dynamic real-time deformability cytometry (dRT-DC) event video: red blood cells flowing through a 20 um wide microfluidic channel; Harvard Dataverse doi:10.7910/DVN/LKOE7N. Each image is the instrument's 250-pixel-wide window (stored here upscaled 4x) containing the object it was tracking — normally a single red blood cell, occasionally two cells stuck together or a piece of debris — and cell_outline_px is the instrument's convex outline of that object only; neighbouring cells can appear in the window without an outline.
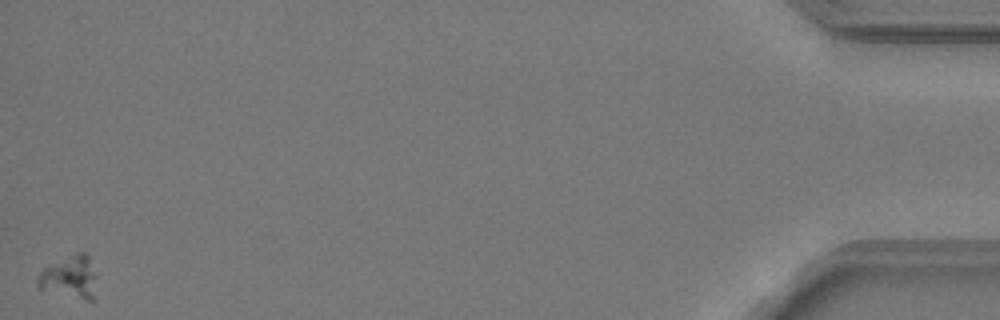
{"species": "common noctule bat (a hibernating species)", "species_latin": "Nyctalus noctula", "temperature_condition": "warm", "stored_images_in_passage": 58, "camera_frame_rate_fps": 3000, "um_per_image_px": 0.085, "animal": {"sex": "male", "body_mass_g": 19.2, "forearm_length_mm": 51.8}, "frame": {"image": 1, "passage_image": 58, "time_ms": 19.0, "image_size_px": [1000, 320], "cell_outline_px": [[96, 300], [92, 304], [36, 288], [36, 280], [40, 272], [44, 268], [76, 252], [88, 252], [96, 276]], "centroid_in_image_um": [5.99, 23.63], "position_along_channel_um": 429.2, "area_um2": 15.49}}